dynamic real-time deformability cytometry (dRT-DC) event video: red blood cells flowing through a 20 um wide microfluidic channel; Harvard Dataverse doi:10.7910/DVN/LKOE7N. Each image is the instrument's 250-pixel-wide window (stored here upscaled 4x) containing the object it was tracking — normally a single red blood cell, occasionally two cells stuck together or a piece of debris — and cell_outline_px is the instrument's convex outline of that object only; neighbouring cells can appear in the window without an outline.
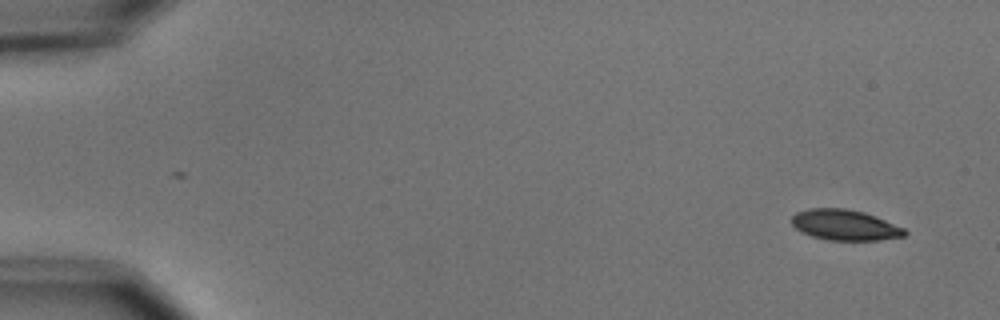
{"species": "common noctule bat (a hibernating species)", "species_latin": "Nyctalus noctula", "temperature_condition": "cold", "stored_images_in_passage": 4, "camera_frame_rate_fps": 3000, "um_per_image_px": 0.085, "animal": {"sex": "male", "body_mass_g": 15.6}, "frame": {"image": 1, "passage_image": 1, "time_ms": 0.0, "image_size_px": [1000, 320], "cell_outline_px": [[908, 232], [904, 236], [880, 240], [828, 240], [812, 236], [800, 232], [792, 224], [792, 216], [796, 212], [808, 208], [844, 208], [864, 212], [876, 216], [904, 228]], "centroid_in_image_um": [71.8, 19.12], "position_along_channel_um": 13.2, "area_um2": 20.23}}